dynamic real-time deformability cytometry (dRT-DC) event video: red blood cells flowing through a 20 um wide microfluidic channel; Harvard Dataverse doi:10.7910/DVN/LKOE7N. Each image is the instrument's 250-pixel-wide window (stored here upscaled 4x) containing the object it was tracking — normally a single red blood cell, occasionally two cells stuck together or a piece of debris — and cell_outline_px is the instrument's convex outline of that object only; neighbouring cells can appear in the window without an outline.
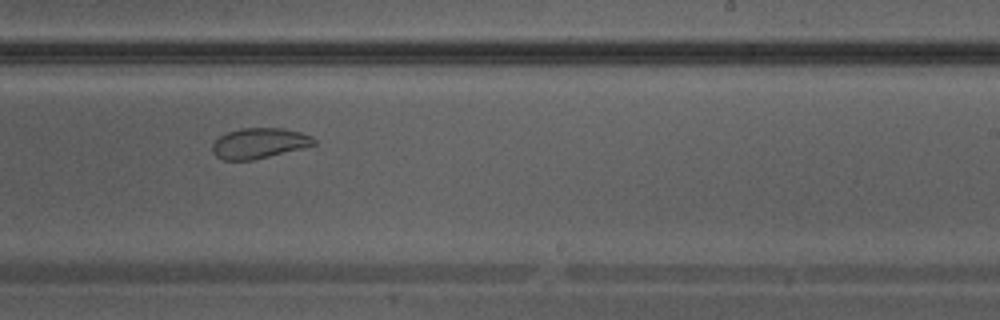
{"species": "Egyptian fruit bat (a non-hibernating species)", "species_latin": "Rousettus aegyptiacus", "temperature_condition": "warm", "stored_images_in_passage": 28, "camera_frame_rate_fps": 3000, "um_per_image_px": 0.085, "animal": {"sex": "male"}, "frame": {"image": 1, "passage_image": 20, "time_ms": 6.333, "image_size_px": [1000, 320], "cell_outline_px": [[316, 144], [252, 160], [224, 160], [216, 156], [212, 152], [212, 144], [220, 136], [228, 132], [240, 128], [280, 128], [300, 132], [312, 136], [316, 140]], "centroid_in_image_um": [22.0, 12.17], "position_along_channel_um": 267.0, "area_um2": 17.74}}